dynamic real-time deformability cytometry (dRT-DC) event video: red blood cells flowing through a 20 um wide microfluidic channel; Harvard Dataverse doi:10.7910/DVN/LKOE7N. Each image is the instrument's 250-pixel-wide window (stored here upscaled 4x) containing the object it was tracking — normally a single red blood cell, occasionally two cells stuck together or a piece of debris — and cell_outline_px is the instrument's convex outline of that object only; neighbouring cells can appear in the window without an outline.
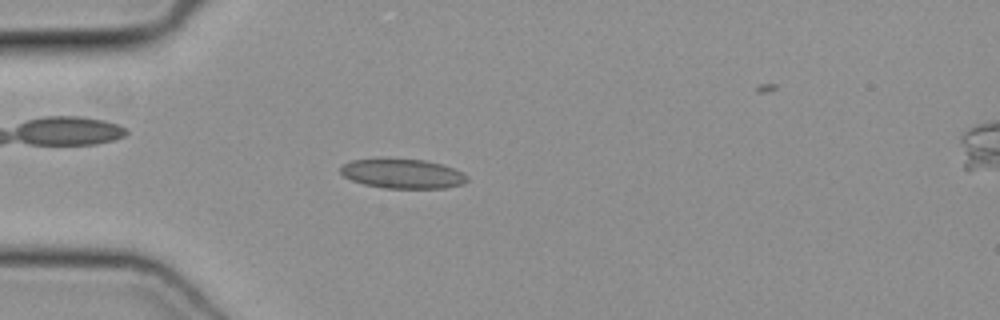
{"species": "common noctule bat (a hibernating species)", "species_latin": "Nyctalus noctula", "temperature_condition": "cold", "stored_images_in_passage": 44, "camera_frame_rate_fps": 3000, "um_per_image_px": 0.085, "animal": {"sex": "female", "body_mass_g": 19.3, "forearm_length_mm": 54.1}, "frame": {"image": 1, "passage_image": 12, "time_ms": 3.667, "image_size_px": [1000, 320], "cell_outline_px": [[468, 180], [464, 184], [444, 188], [384, 188], [364, 184], [352, 180], [344, 176], [340, 172], [340, 168], [344, 164], [352, 160], [424, 160], [440, 164], [464, 172], [468, 176]], "centroid_in_image_um": [34.27, 14.79], "position_along_channel_um": 50.7, "area_um2": 21.33}}
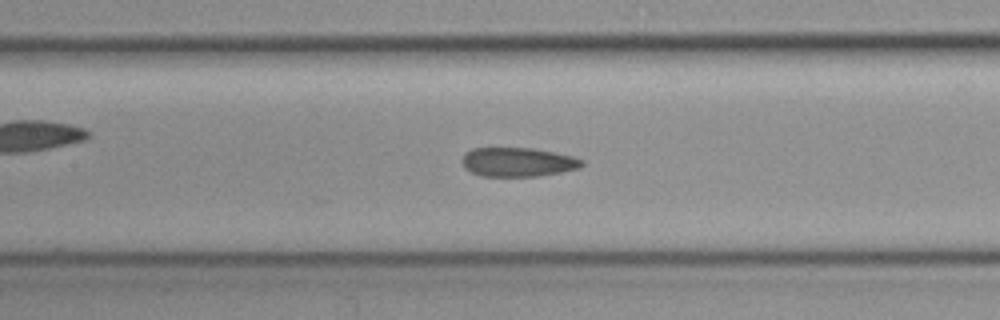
{"frame": {"image": 2, "passage_image": 21, "time_ms": 6.667, "image_size_px": [1000, 320], "cell_outline_px": [[584, 164], [580, 168], [560, 172], [536, 176], [480, 176], [464, 168], [460, 160], [464, 152], [472, 148], [532, 148], [572, 156], [584, 160]], "centroid_in_image_um": [43.97, 13.77], "position_along_channel_um": 163.4, "area_um2": 20.4}}
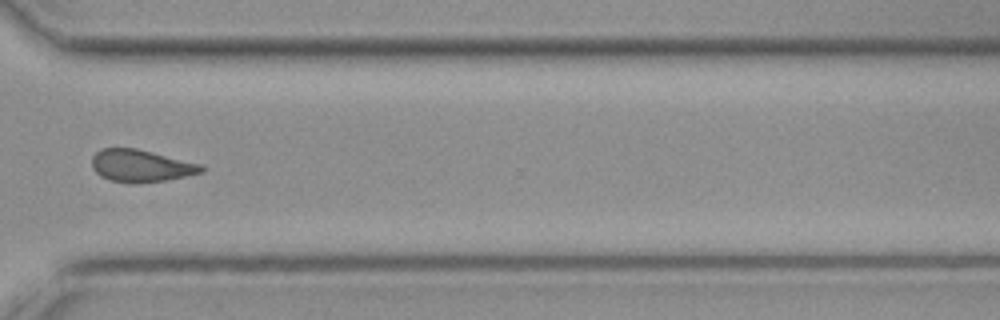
{"frame": {"image": 3, "passage_image": 35, "time_ms": 11.333, "image_size_px": [1000, 320], "cell_outline_px": [[204, 172], [164, 180], [136, 184], [128, 184], [112, 180], [100, 176], [92, 168], [92, 156], [100, 148], [136, 148], [204, 164]], "centroid_in_image_um": [11.98, 14.09], "position_along_channel_um": 358.6, "area_um2": 20.81}}